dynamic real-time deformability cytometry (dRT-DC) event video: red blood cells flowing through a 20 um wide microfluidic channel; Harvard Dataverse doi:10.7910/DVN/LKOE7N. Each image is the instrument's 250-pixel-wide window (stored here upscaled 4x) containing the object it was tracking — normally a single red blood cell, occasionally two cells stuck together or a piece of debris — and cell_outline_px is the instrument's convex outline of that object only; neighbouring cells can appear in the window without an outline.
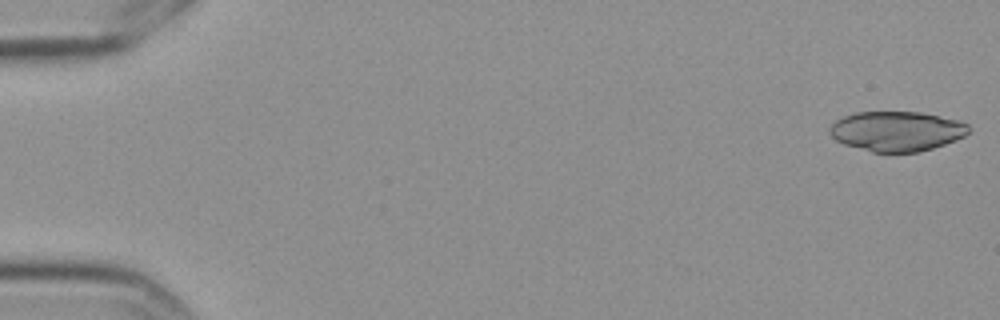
{"species": "Egyptian fruit bat (a non-hibernating species)", "species_latin": "Rousettus aegyptiacus", "temperature_condition": "cold", "stored_images_in_passage": 6, "camera_frame_rate_fps": 3000, "um_per_image_px": 0.085, "frame": {"image": 1, "passage_image": 1, "time_ms": 0.0, "image_size_px": [1000, 320], "cell_outline_px": [[968, 132], [964, 136], [956, 140], [920, 152], [872, 152], [844, 144], [836, 140], [828, 132], [828, 128], [836, 120], [844, 116], [856, 112], [920, 112], [960, 120], [968, 124]], "centroid_in_image_um": [76.21, 11.15], "position_along_channel_um": 8.8, "area_um2": 32.31}}